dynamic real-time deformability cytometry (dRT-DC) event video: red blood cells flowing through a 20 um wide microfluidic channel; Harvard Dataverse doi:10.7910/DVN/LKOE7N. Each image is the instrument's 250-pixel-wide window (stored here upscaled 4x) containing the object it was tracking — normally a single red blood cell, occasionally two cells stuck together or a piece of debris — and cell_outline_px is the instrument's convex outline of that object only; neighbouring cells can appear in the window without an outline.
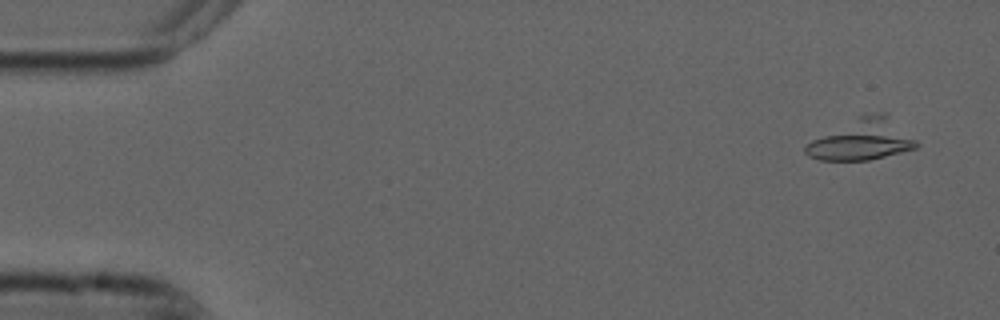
{"species": "common noctule bat (a hibernating species)", "species_latin": "Nyctalus noctula", "temperature_condition": "cold", "stored_images_in_passage": 19, "camera_frame_rate_fps": 3000, "um_per_image_px": 0.085, "animal": {"sex": "male", "forearm_length_mm": 52.5}, "frame": {"image": 1, "passage_image": 3, "time_ms": 0.667, "image_size_px": [1000, 320], "cell_outline_px": [[920, 144], [916, 148], [868, 160], [820, 160], [808, 156], [804, 152], [804, 148], [812, 140], [864, 112], [884, 112], [916, 140]], "centroid_in_image_um": [73.27, 11.86], "position_along_channel_um": 11.7, "area_um2": 26.18}}
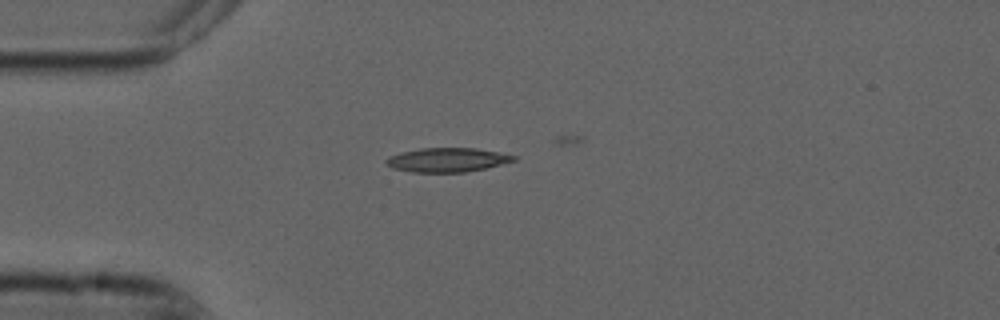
{"frame": {"image": 2, "passage_image": 14, "time_ms": 4.333, "image_size_px": [1000, 320], "cell_outline_px": [[520, 156], [516, 160], [484, 168], [464, 172], [412, 172], [392, 168], [384, 160], [388, 156], [400, 152], [420, 148], [476, 148]], "centroid_in_image_um": [38.0, 13.58], "position_along_channel_um": 47.0, "area_um2": 17.92}}
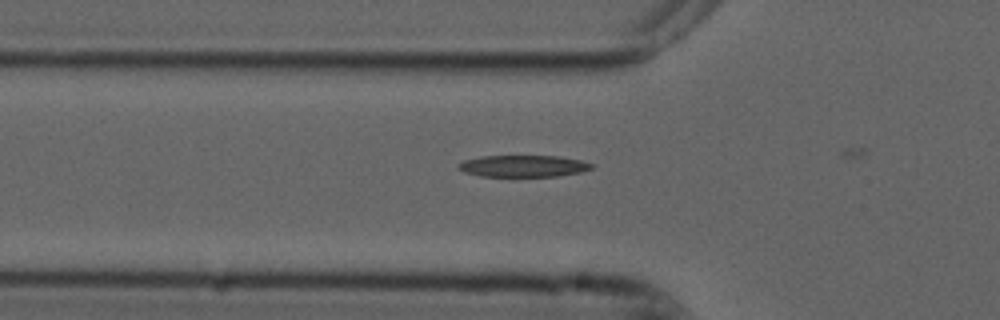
{"frame": {"image": 3, "passage_image": 18, "time_ms": 5.667, "image_size_px": [1000, 320], "cell_outline_px": [[596, 164], [592, 168], [580, 172], [560, 176], [480, 176], [464, 172], [456, 168], [456, 164], [464, 160], [480, 156], [560, 156], [580, 160]], "centroid_in_image_um": [44.46, 14.11], "position_along_channel_um": 81.3, "area_um2": 16.99}}